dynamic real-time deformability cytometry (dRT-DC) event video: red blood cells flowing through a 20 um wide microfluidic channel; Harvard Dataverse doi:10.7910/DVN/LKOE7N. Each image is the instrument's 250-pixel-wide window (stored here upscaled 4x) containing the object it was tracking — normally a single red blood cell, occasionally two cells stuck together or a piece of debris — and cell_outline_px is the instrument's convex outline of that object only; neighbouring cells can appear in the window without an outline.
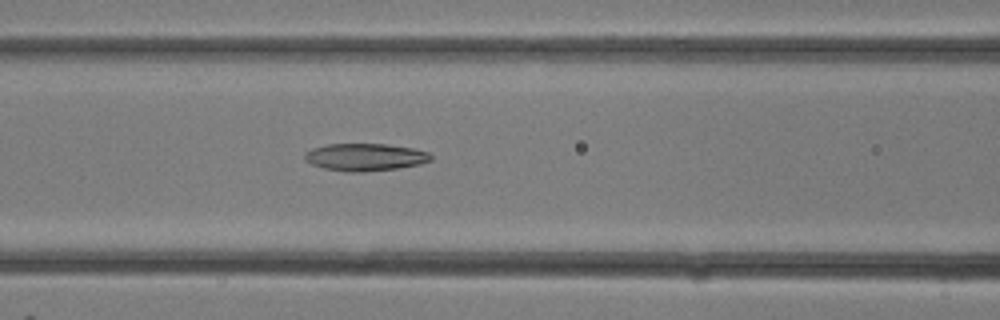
{"species": "common noctule bat (a hibernating species)", "species_latin": "Nyctalus noctula", "temperature_condition": "room temperature", "stored_images_in_passage": 15, "camera_frame_rate_fps": 3000, "um_per_image_px": 0.085, "animal": {"sex": "female"}, "frame": {"image": 1, "passage_image": 8, "time_ms": 2.333, "image_size_px": [1000, 320], "cell_outline_px": [[432, 160], [420, 164], [400, 168], [364, 172], [348, 172], [324, 168], [312, 164], [304, 160], [304, 152], [312, 148], [328, 144], [388, 144], [412, 148], [428, 152], [432, 156]], "centroid_in_image_um": [31.03, 13.36], "position_along_channel_um": 135.6, "area_um2": 20.29}}
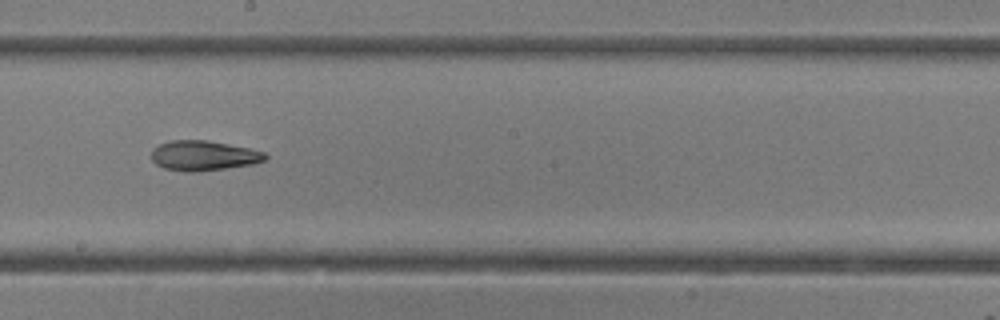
{"frame": {"image": 2, "passage_image": 12, "time_ms": 3.667, "image_size_px": [1000, 320], "cell_outline_px": [[268, 156], [264, 160], [252, 164], [196, 172], [184, 172], [164, 168], [156, 164], [152, 160], [152, 148], [160, 144], [172, 140], [208, 140], [248, 148], [264, 152]], "centroid_in_image_um": [17.27, 13.23], "position_along_channel_um": 230.9, "area_um2": 19.77}}
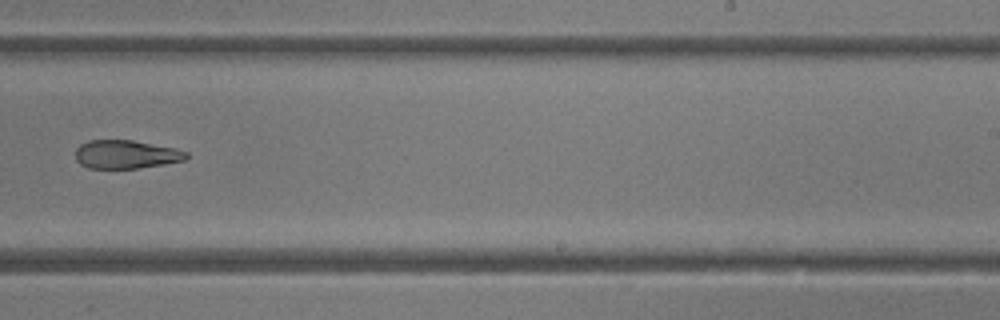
{"frame": {"image": 3, "passage_image": 14, "time_ms": 4.333, "image_size_px": [1000, 320], "cell_outline_px": [[188, 156], [184, 160], [164, 164], [136, 168], [88, 168], [80, 164], [76, 160], [76, 148], [80, 144], [88, 140], [132, 140], [176, 148], [188, 152]], "centroid_in_image_um": [10.7, 13.11], "position_along_channel_um": 278.3, "area_um2": 18.38}}